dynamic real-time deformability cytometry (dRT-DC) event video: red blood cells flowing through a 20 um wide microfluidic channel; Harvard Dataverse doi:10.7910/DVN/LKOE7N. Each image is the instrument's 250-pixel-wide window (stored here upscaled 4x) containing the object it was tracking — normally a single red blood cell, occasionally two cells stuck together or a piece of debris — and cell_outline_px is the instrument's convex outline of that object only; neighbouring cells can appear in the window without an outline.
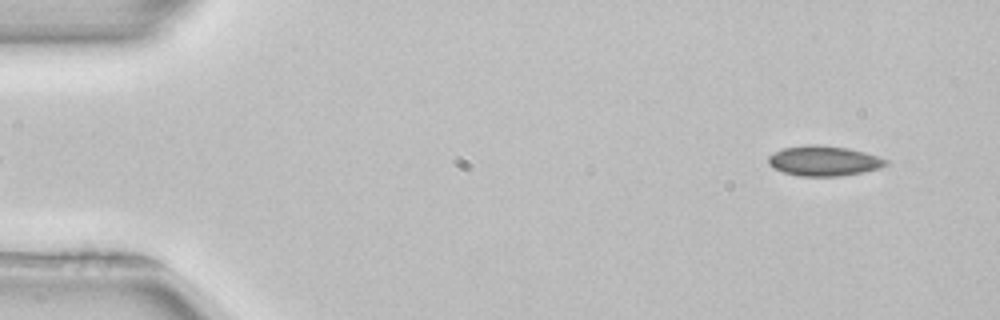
{"species": "common noctule bat (a hibernating species)", "species_latin": "Nyctalus noctula", "temperature_condition": "room temperature", "stored_images_in_passage": 50, "camera_frame_rate_fps": 3000, "um_per_image_px": 0.085, "animal": {"sex": "female", "body_mass_g": 22.7, "forearm_length_mm": 54.2}, "frame": {"image": 1, "passage_image": 2, "time_ms": 0.333, "image_size_px": [1000, 320], "cell_outline_px": [[888, 164], [880, 168], [864, 172], [840, 176], [800, 176], [784, 172], [772, 168], [768, 164], [768, 156], [784, 148], [804, 144], [820, 144], [848, 148], [864, 152], [888, 160]], "centroid_in_image_um": [70.02, 13.67], "position_along_channel_um": 15.0, "area_um2": 20.69}}
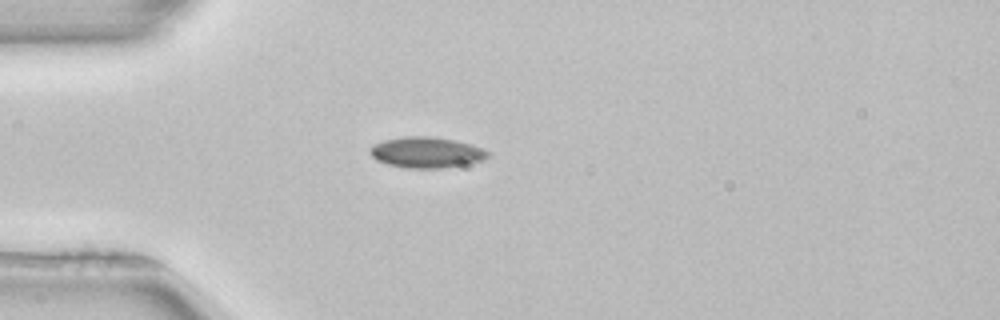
{"frame": {"image": 2, "passage_image": 12, "time_ms": 3.667, "image_size_px": [1000, 320], "cell_outline_px": [[492, 152], [484, 160], [468, 164], [444, 168], [408, 168], [388, 164], [376, 160], [368, 152], [368, 148], [372, 144], [384, 140], [404, 136], [432, 136], [456, 140], [472, 144]], "centroid_in_image_um": [36.26, 12.95], "position_along_channel_um": 48.7, "area_um2": 21.56}}
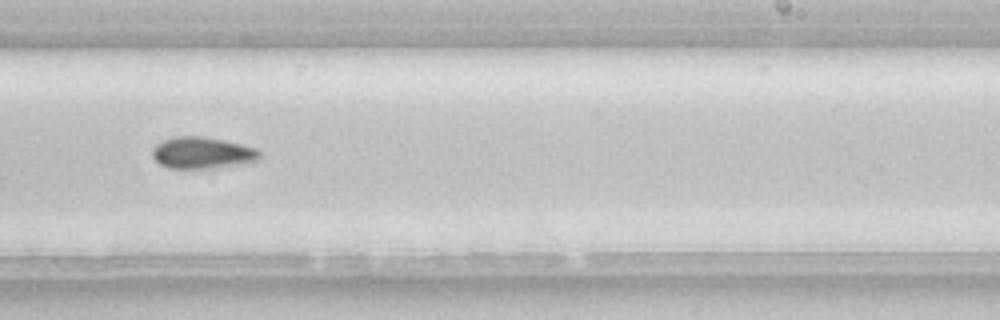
{"frame": {"image": 3, "passage_image": 30, "time_ms": 9.667, "image_size_px": [1000, 320], "cell_outline_px": [[260, 160], [244, 164], [212, 168], [168, 168], [160, 164], [152, 156], [152, 148], [156, 144], [172, 136], [200, 136], [224, 140], [256, 148], [260, 152]], "centroid_in_image_um": [17.2, 12.99], "position_along_channel_um": 271.8, "area_um2": 19.88}, "authors_computed_cell_mechanics": {"area_um2": 19.8543, "velocity_mm_per_s": 3.9506, "shape_relaxation_time_tau1_ms": 5.7202, "shape_relaxation_time_tau2_ms": null, "deformation_change_tau1": 0.0797, "deformation_change_tau2": null}}